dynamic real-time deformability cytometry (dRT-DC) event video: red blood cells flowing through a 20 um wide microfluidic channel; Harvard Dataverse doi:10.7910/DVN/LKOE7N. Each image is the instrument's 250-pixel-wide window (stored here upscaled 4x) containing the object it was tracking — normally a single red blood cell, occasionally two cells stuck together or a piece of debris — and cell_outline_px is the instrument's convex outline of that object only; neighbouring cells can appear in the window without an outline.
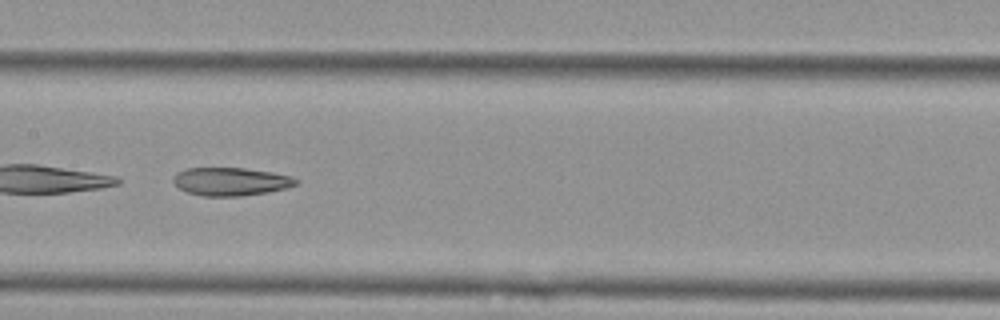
{"species": "Egyptian fruit bat (a non-hibernating species)", "species_latin": "Rousettus aegyptiacus", "temperature_condition": "cold", "stored_images_in_passage": 49, "camera_frame_rate_fps": 3000, "um_per_image_px": 0.085, "animal": {"sex": "female"}, "frame": {"image": 1, "passage_image": 22, "time_ms": 7.0, "image_size_px": [1000, 320], "cell_outline_px": [[300, 180], [296, 184], [288, 188], [268, 192], [240, 196], [200, 196], [188, 192], [180, 188], [172, 180], [180, 172], [188, 168], [244, 168], [272, 172], [292, 176]], "centroid_in_image_um": [19.68, 15.43], "position_along_channel_um": 187.7, "area_um2": 20.0}, "authors_computed_cell_mechanics": {"area_um2": 24.1026, "velocity_mm_per_s": 3.6176, "shape_relaxation_time_tau1_ms": null, "shape_relaxation_time_tau2_ms": 10.4324, "deformation_change_tau1": null, "deformation_change_tau2": 0.215}}